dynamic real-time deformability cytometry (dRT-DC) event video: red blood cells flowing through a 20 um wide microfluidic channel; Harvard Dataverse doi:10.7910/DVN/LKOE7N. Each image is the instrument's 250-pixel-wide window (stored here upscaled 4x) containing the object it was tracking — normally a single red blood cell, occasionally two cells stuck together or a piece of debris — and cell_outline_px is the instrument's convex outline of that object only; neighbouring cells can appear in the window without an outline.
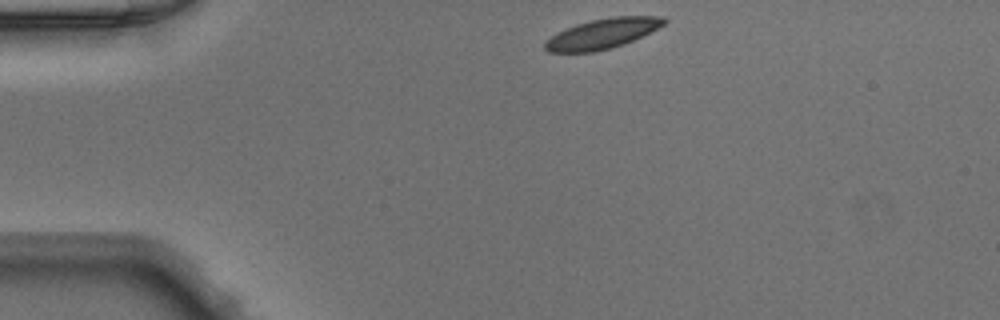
{"species": "Egyptian fruit bat (a non-hibernating species)", "species_latin": "Rousettus aegyptiacus", "temperature_condition": "warm", "stored_images_in_passage": 41, "camera_frame_rate_fps": 3000, "um_per_image_px": 0.085, "animal": {"sex": "male"}, "frame": {"image": 1, "passage_image": 1, "time_ms": 0.0, "image_size_px": [1000, 320], "cell_outline_px": [[668, 20], [664, 24], [624, 44], [612, 48], [592, 52], [548, 52], [544, 48], [544, 44], [552, 36], [576, 24], [592, 20], [612, 16], [664, 16]], "centroid_in_image_um": [51.22, 2.86], "position_along_channel_um": 33.8, "area_um2": 20.46}}
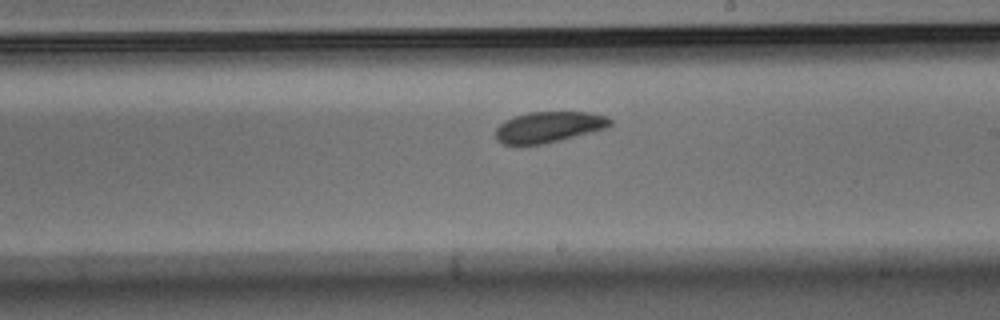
{"frame": {"image": 2, "passage_image": 20, "time_ms": 6.333, "image_size_px": [1000, 320], "cell_outline_px": [[612, 124], [604, 128], [592, 132], [560, 140], [540, 144], [504, 144], [496, 140], [496, 128], [504, 120], [528, 112], [588, 112], [608, 116], [612, 120]], "centroid_in_image_um": [46.65, 10.78], "position_along_channel_um": 242.3, "area_um2": 20.46}}
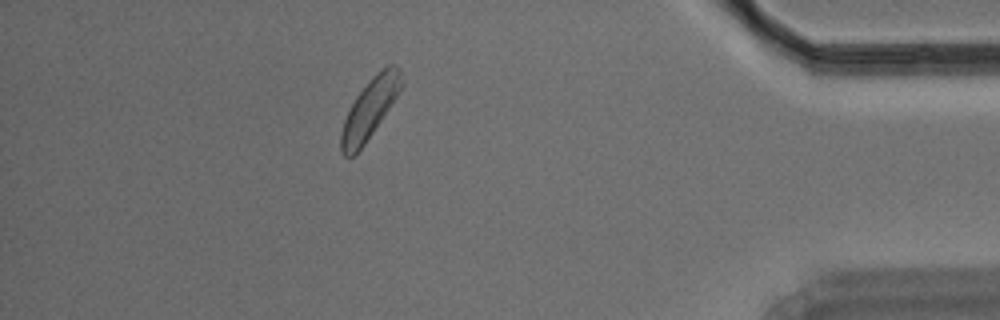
{"frame": {"image": 3, "passage_image": 35, "time_ms": 11.333, "image_size_px": [1000, 320], "cell_outline_px": [[404, 84], [400, 92], [364, 144], [352, 156], [344, 156], [340, 152], [340, 136], [344, 120], [356, 96], [368, 80], [376, 72], [388, 64], [396, 64], [400, 68]], "centroid_in_image_um": [31.45, 9.18], "position_along_channel_um": 403.7, "area_um2": 20.92}}